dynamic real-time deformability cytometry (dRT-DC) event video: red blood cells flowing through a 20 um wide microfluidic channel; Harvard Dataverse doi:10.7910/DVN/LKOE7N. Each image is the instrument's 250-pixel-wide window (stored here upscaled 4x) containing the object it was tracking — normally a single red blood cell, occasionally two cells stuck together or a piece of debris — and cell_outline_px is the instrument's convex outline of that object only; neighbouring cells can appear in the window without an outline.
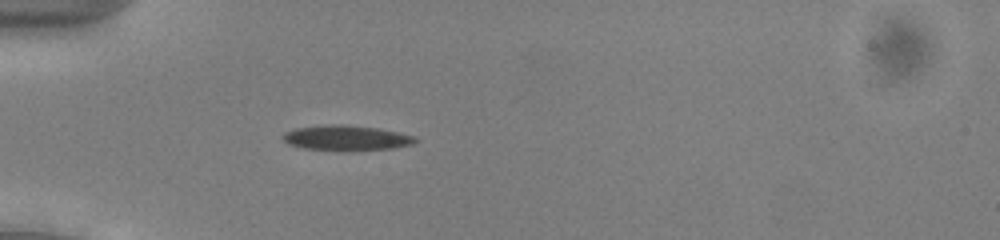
{"species": "common noctule bat (a hibernating species)", "species_latin": "Nyctalus noctula", "temperature_condition": "cold", "stored_images_in_passage": 46, "camera_frame_rate_fps": 3000, "um_per_image_px": 0.085, "animal": {"sex": "male", "body_mass_g": 13.0, "forearm_length_mm": 53.1}, "frame": {"image": 1, "passage_image": 10, "time_ms": 3.0, "image_size_px": [1000, 240], "cell_outline_px": [[420, 140], [412, 144], [392, 148], [344, 152], [304, 148], [288, 144], [280, 136], [284, 132], [296, 128], [332, 124], [340, 124], [380, 128], [400, 132], [416, 136]], "centroid_in_image_um": [29.46, 11.73], "position_along_channel_um": 55.5, "area_um2": 19.88}}
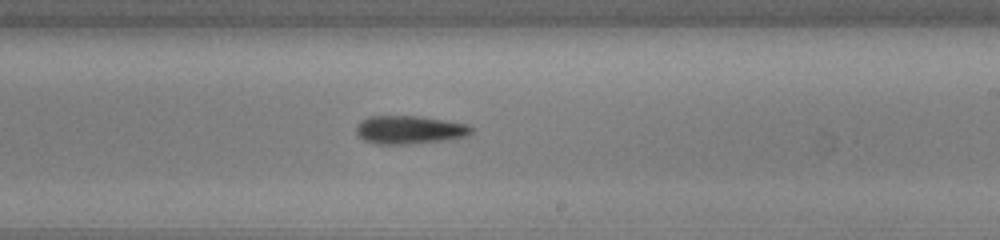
{"frame": {"image": 2, "passage_image": 26, "time_ms": 8.333, "image_size_px": [1000, 240], "cell_outline_px": [[472, 132], [468, 136], [444, 140], [412, 144], [376, 144], [364, 140], [356, 132], [356, 128], [360, 120], [368, 116], [420, 116], [468, 124], [472, 128]], "centroid_in_image_um": [34.8, 11.03], "position_along_channel_um": 254.2, "area_um2": 19.02}}
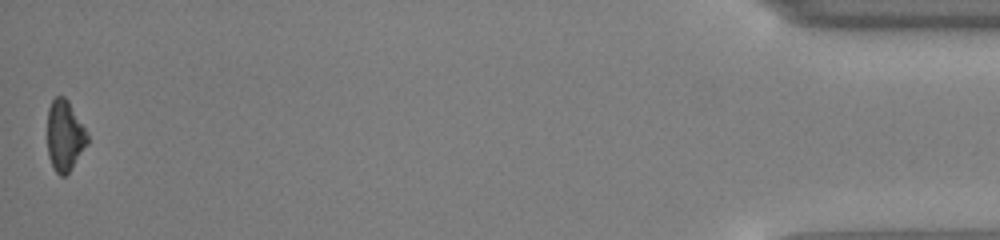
{"frame": {"image": 3, "passage_image": 46, "time_ms": 15.0, "image_size_px": [1000, 240], "cell_outline_px": [[88, 144], [68, 172], [64, 176], [60, 176], [52, 168], [48, 156], [48, 108], [52, 100], [56, 96], [64, 96], [68, 100], [84, 128], [88, 136]], "centroid_in_image_um": [5.48, 11.54], "position_along_channel_um": 429.7, "area_um2": 16.36}, "authors_computed_cell_mechanics": {"area_um2": 18.3804, "velocity_mm_per_s": 3.9514, "shape_relaxation_time_tau1_ms": 2.5978, "shape_relaxation_time_tau2_ms": null, "deformation_change_tau1": 0.0892, "deformation_change_tau2": null}}